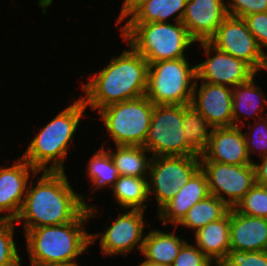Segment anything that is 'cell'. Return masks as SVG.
I'll return each instance as SVG.
<instances>
[{"label": "cell", "instance_id": "cell-1", "mask_svg": "<svg viewBox=\"0 0 267 266\" xmlns=\"http://www.w3.org/2000/svg\"><path fill=\"white\" fill-rule=\"evenodd\" d=\"M72 186L66 172H37L29 182L15 223L18 225L23 221L25 232L37 227L74 221L87 208L90 202L88 200L92 198L77 193Z\"/></svg>", "mask_w": 267, "mask_h": 266}, {"label": "cell", "instance_id": "cell-2", "mask_svg": "<svg viewBox=\"0 0 267 266\" xmlns=\"http://www.w3.org/2000/svg\"><path fill=\"white\" fill-rule=\"evenodd\" d=\"M118 56H112L107 66L90 74L80 98L93 111L126 100L144 96L147 89L149 63L129 44Z\"/></svg>", "mask_w": 267, "mask_h": 266}, {"label": "cell", "instance_id": "cell-3", "mask_svg": "<svg viewBox=\"0 0 267 266\" xmlns=\"http://www.w3.org/2000/svg\"><path fill=\"white\" fill-rule=\"evenodd\" d=\"M98 211L95 205L90 204L72 222L37 227L23 232L30 265L81 266L76 260L80 255L90 251L91 246L90 233L84 229V224L89 219H96Z\"/></svg>", "mask_w": 267, "mask_h": 266}, {"label": "cell", "instance_id": "cell-4", "mask_svg": "<svg viewBox=\"0 0 267 266\" xmlns=\"http://www.w3.org/2000/svg\"><path fill=\"white\" fill-rule=\"evenodd\" d=\"M86 109L80 97L73 103L70 102L66 108L58 111L49 123L40 128L21 157L38 172H65L64 163L69 155V145L74 140L82 119L86 117Z\"/></svg>", "mask_w": 267, "mask_h": 266}, {"label": "cell", "instance_id": "cell-5", "mask_svg": "<svg viewBox=\"0 0 267 266\" xmlns=\"http://www.w3.org/2000/svg\"><path fill=\"white\" fill-rule=\"evenodd\" d=\"M119 29L123 42L149 64L187 57V49L196 44L182 22L124 23Z\"/></svg>", "mask_w": 267, "mask_h": 266}, {"label": "cell", "instance_id": "cell-6", "mask_svg": "<svg viewBox=\"0 0 267 266\" xmlns=\"http://www.w3.org/2000/svg\"><path fill=\"white\" fill-rule=\"evenodd\" d=\"M187 57L149 64L145 96L154 105L191 104L196 65Z\"/></svg>", "mask_w": 267, "mask_h": 266}, {"label": "cell", "instance_id": "cell-7", "mask_svg": "<svg viewBox=\"0 0 267 266\" xmlns=\"http://www.w3.org/2000/svg\"><path fill=\"white\" fill-rule=\"evenodd\" d=\"M154 104L144 95L100 109L101 119L114 145L143 146L151 123Z\"/></svg>", "mask_w": 267, "mask_h": 266}, {"label": "cell", "instance_id": "cell-8", "mask_svg": "<svg viewBox=\"0 0 267 266\" xmlns=\"http://www.w3.org/2000/svg\"><path fill=\"white\" fill-rule=\"evenodd\" d=\"M143 146L153 157L197 155L186 144L183 105H154Z\"/></svg>", "mask_w": 267, "mask_h": 266}, {"label": "cell", "instance_id": "cell-9", "mask_svg": "<svg viewBox=\"0 0 267 266\" xmlns=\"http://www.w3.org/2000/svg\"><path fill=\"white\" fill-rule=\"evenodd\" d=\"M199 169V155L153 157L148 175V190L149 198L156 200L157 212Z\"/></svg>", "mask_w": 267, "mask_h": 266}, {"label": "cell", "instance_id": "cell-10", "mask_svg": "<svg viewBox=\"0 0 267 266\" xmlns=\"http://www.w3.org/2000/svg\"><path fill=\"white\" fill-rule=\"evenodd\" d=\"M124 211L112 220L104 232L90 233L91 245L100 244L103 256H117L123 254L127 257L129 253L142 251L145 239V218L143 210L123 209ZM145 233V234H144ZM137 247V248H136Z\"/></svg>", "mask_w": 267, "mask_h": 266}, {"label": "cell", "instance_id": "cell-11", "mask_svg": "<svg viewBox=\"0 0 267 266\" xmlns=\"http://www.w3.org/2000/svg\"><path fill=\"white\" fill-rule=\"evenodd\" d=\"M211 195L234 208L256 184L254 164L230 165L213 161H200Z\"/></svg>", "mask_w": 267, "mask_h": 266}, {"label": "cell", "instance_id": "cell-12", "mask_svg": "<svg viewBox=\"0 0 267 266\" xmlns=\"http://www.w3.org/2000/svg\"><path fill=\"white\" fill-rule=\"evenodd\" d=\"M209 42L248 63L257 73L267 68V55L258 46L243 18L227 16Z\"/></svg>", "mask_w": 267, "mask_h": 266}, {"label": "cell", "instance_id": "cell-13", "mask_svg": "<svg viewBox=\"0 0 267 266\" xmlns=\"http://www.w3.org/2000/svg\"><path fill=\"white\" fill-rule=\"evenodd\" d=\"M199 43L206 59L196 64L195 81L233 88L247 82L257 74L248 63L217 49L209 41Z\"/></svg>", "mask_w": 267, "mask_h": 266}, {"label": "cell", "instance_id": "cell-14", "mask_svg": "<svg viewBox=\"0 0 267 266\" xmlns=\"http://www.w3.org/2000/svg\"><path fill=\"white\" fill-rule=\"evenodd\" d=\"M5 165H0V220L15 221L29 182L38 171L22 157H18L11 166Z\"/></svg>", "mask_w": 267, "mask_h": 266}, {"label": "cell", "instance_id": "cell-15", "mask_svg": "<svg viewBox=\"0 0 267 266\" xmlns=\"http://www.w3.org/2000/svg\"><path fill=\"white\" fill-rule=\"evenodd\" d=\"M232 103V87L195 81L191 104L213 128L233 126Z\"/></svg>", "mask_w": 267, "mask_h": 266}, {"label": "cell", "instance_id": "cell-16", "mask_svg": "<svg viewBox=\"0 0 267 266\" xmlns=\"http://www.w3.org/2000/svg\"><path fill=\"white\" fill-rule=\"evenodd\" d=\"M227 16L224 0H187L181 22L198 44L209 41Z\"/></svg>", "mask_w": 267, "mask_h": 266}, {"label": "cell", "instance_id": "cell-17", "mask_svg": "<svg viewBox=\"0 0 267 266\" xmlns=\"http://www.w3.org/2000/svg\"><path fill=\"white\" fill-rule=\"evenodd\" d=\"M242 127L213 128L208 147L200 161H213L230 165L253 164L250 160Z\"/></svg>", "mask_w": 267, "mask_h": 266}, {"label": "cell", "instance_id": "cell-18", "mask_svg": "<svg viewBox=\"0 0 267 266\" xmlns=\"http://www.w3.org/2000/svg\"><path fill=\"white\" fill-rule=\"evenodd\" d=\"M209 195L211 194L207 178L200 168L185 185L178 189L176 195L156 212L157 217L163 227H167L169 223L176 227L195 203Z\"/></svg>", "mask_w": 267, "mask_h": 266}, {"label": "cell", "instance_id": "cell-19", "mask_svg": "<svg viewBox=\"0 0 267 266\" xmlns=\"http://www.w3.org/2000/svg\"><path fill=\"white\" fill-rule=\"evenodd\" d=\"M230 250L267 251V218L230 209Z\"/></svg>", "mask_w": 267, "mask_h": 266}, {"label": "cell", "instance_id": "cell-20", "mask_svg": "<svg viewBox=\"0 0 267 266\" xmlns=\"http://www.w3.org/2000/svg\"><path fill=\"white\" fill-rule=\"evenodd\" d=\"M257 75L258 73L247 82L238 84L232 88L233 126L243 128L246 126V119L252 117L253 120H256L267 116L265 111V108L267 107V98L264 96L263 89L260 88L261 86L255 85V78Z\"/></svg>", "mask_w": 267, "mask_h": 266}, {"label": "cell", "instance_id": "cell-21", "mask_svg": "<svg viewBox=\"0 0 267 266\" xmlns=\"http://www.w3.org/2000/svg\"><path fill=\"white\" fill-rule=\"evenodd\" d=\"M195 245L217 266L230 251V211L194 233Z\"/></svg>", "mask_w": 267, "mask_h": 266}, {"label": "cell", "instance_id": "cell-22", "mask_svg": "<svg viewBox=\"0 0 267 266\" xmlns=\"http://www.w3.org/2000/svg\"><path fill=\"white\" fill-rule=\"evenodd\" d=\"M176 229L178 228L174 227V231L168 233L155 228L149 230L141 251L144 261L172 265L180 249L187 242L184 237L177 236Z\"/></svg>", "mask_w": 267, "mask_h": 266}, {"label": "cell", "instance_id": "cell-23", "mask_svg": "<svg viewBox=\"0 0 267 266\" xmlns=\"http://www.w3.org/2000/svg\"><path fill=\"white\" fill-rule=\"evenodd\" d=\"M107 146L120 176L148 177L153 156L144 146L114 145V150Z\"/></svg>", "mask_w": 267, "mask_h": 266}, {"label": "cell", "instance_id": "cell-24", "mask_svg": "<svg viewBox=\"0 0 267 266\" xmlns=\"http://www.w3.org/2000/svg\"><path fill=\"white\" fill-rule=\"evenodd\" d=\"M187 0H147L140 4L124 23L181 22ZM170 20V21H168Z\"/></svg>", "mask_w": 267, "mask_h": 266}, {"label": "cell", "instance_id": "cell-25", "mask_svg": "<svg viewBox=\"0 0 267 266\" xmlns=\"http://www.w3.org/2000/svg\"><path fill=\"white\" fill-rule=\"evenodd\" d=\"M114 201L122 209L147 211L148 177L119 176L111 188Z\"/></svg>", "mask_w": 267, "mask_h": 266}, {"label": "cell", "instance_id": "cell-26", "mask_svg": "<svg viewBox=\"0 0 267 266\" xmlns=\"http://www.w3.org/2000/svg\"><path fill=\"white\" fill-rule=\"evenodd\" d=\"M85 165L86 172L84 174L90 180V188L88 190V192H91L90 196L93 192L104 188H109L110 190L120 176L104 145L94 152L93 156L89 158L88 164Z\"/></svg>", "mask_w": 267, "mask_h": 266}, {"label": "cell", "instance_id": "cell-27", "mask_svg": "<svg viewBox=\"0 0 267 266\" xmlns=\"http://www.w3.org/2000/svg\"><path fill=\"white\" fill-rule=\"evenodd\" d=\"M230 207L218 197L209 195L207 198L195 203L187 212L182 221L176 226L187 227L195 233L210 222L223 218Z\"/></svg>", "mask_w": 267, "mask_h": 266}, {"label": "cell", "instance_id": "cell-28", "mask_svg": "<svg viewBox=\"0 0 267 266\" xmlns=\"http://www.w3.org/2000/svg\"><path fill=\"white\" fill-rule=\"evenodd\" d=\"M213 127L193 107L192 104H183V130L186 144L199 156L208 147Z\"/></svg>", "mask_w": 267, "mask_h": 266}, {"label": "cell", "instance_id": "cell-29", "mask_svg": "<svg viewBox=\"0 0 267 266\" xmlns=\"http://www.w3.org/2000/svg\"><path fill=\"white\" fill-rule=\"evenodd\" d=\"M14 220H0V266H21L22 258L14 239Z\"/></svg>", "mask_w": 267, "mask_h": 266}, {"label": "cell", "instance_id": "cell-30", "mask_svg": "<svg viewBox=\"0 0 267 266\" xmlns=\"http://www.w3.org/2000/svg\"><path fill=\"white\" fill-rule=\"evenodd\" d=\"M233 209L243 215L267 218V187L256 183Z\"/></svg>", "mask_w": 267, "mask_h": 266}, {"label": "cell", "instance_id": "cell-31", "mask_svg": "<svg viewBox=\"0 0 267 266\" xmlns=\"http://www.w3.org/2000/svg\"><path fill=\"white\" fill-rule=\"evenodd\" d=\"M246 123L247 130L244 133L247 154L252 162L251 154L259 155L260 158L267 155V116ZM252 130V131H251ZM248 132V133H247Z\"/></svg>", "mask_w": 267, "mask_h": 266}, {"label": "cell", "instance_id": "cell-32", "mask_svg": "<svg viewBox=\"0 0 267 266\" xmlns=\"http://www.w3.org/2000/svg\"><path fill=\"white\" fill-rule=\"evenodd\" d=\"M219 266H267V251L230 250Z\"/></svg>", "mask_w": 267, "mask_h": 266}, {"label": "cell", "instance_id": "cell-33", "mask_svg": "<svg viewBox=\"0 0 267 266\" xmlns=\"http://www.w3.org/2000/svg\"><path fill=\"white\" fill-rule=\"evenodd\" d=\"M171 266H217L195 244L187 241Z\"/></svg>", "mask_w": 267, "mask_h": 266}, {"label": "cell", "instance_id": "cell-34", "mask_svg": "<svg viewBox=\"0 0 267 266\" xmlns=\"http://www.w3.org/2000/svg\"><path fill=\"white\" fill-rule=\"evenodd\" d=\"M229 16L244 18L247 15L267 12V0H225Z\"/></svg>", "mask_w": 267, "mask_h": 266}, {"label": "cell", "instance_id": "cell-35", "mask_svg": "<svg viewBox=\"0 0 267 266\" xmlns=\"http://www.w3.org/2000/svg\"><path fill=\"white\" fill-rule=\"evenodd\" d=\"M248 26V30L255 37L256 42L260 49L267 50V12L255 13L247 15L243 18Z\"/></svg>", "mask_w": 267, "mask_h": 266}, {"label": "cell", "instance_id": "cell-36", "mask_svg": "<svg viewBox=\"0 0 267 266\" xmlns=\"http://www.w3.org/2000/svg\"><path fill=\"white\" fill-rule=\"evenodd\" d=\"M147 0H123L121 10L116 18V26L118 27L140 4Z\"/></svg>", "mask_w": 267, "mask_h": 266}, {"label": "cell", "instance_id": "cell-37", "mask_svg": "<svg viewBox=\"0 0 267 266\" xmlns=\"http://www.w3.org/2000/svg\"><path fill=\"white\" fill-rule=\"evenodd\" d=\"M259 160H261L260 163H257V160H254L253 162L255 168L256 183L267 187V155L261 157Z\"/></svg>", "mask_w": 267, "mask_h": 266}, {"label": "cell", "instance_id": "cell-38", "mask_svg": "<svg viewBox=\"0 0 267 266\" xmlns=\"http://www.w3.org/2000/svg\"><path fill=\"white\" fill-rule=\"evenodd\" d=\"M138 266H171V265H168V264H158V263H153V262H148V261H144V260H141V263H139Z\"/></svg>", "mask_w": 267, "mask_h": 266}, {"label": "cell", "instance_id": "cell-39", "mask_svg": "<svg viewBox=\"0 0 267 266\" xmlns=\"http://www.w3.org/2000/svg\"><path fill=\"white\" fill-rule=\"evenodd\" d=\"M30 266H67V265H64V264H38V265H30Z\"/></svg>", "mask_w": 267, "mask_h": 266}]
</instances>
